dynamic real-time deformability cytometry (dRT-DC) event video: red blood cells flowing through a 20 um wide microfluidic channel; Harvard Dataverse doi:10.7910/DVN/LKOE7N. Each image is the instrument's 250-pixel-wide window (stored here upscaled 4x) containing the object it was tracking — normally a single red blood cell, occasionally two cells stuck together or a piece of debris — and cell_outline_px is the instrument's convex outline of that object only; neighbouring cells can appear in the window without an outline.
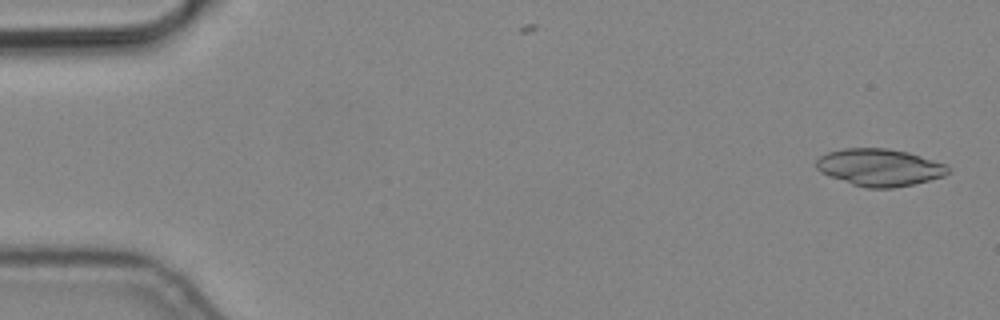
{"species": "common noctule bat (a hibernating species)", "species_latin": "Nyctalus noctula", "temperature_condition": "cold", "stored_images_in_passage": 6, "camera_frame_rate_fps": 3000, "um_per_image_px": 0.085, "animal": {"sex": "male", "body_mass_g": 19.2, "forearm_length_mm": 51.8}, "frame": {"image": 1, "passage_image": 1, "time_ms": 0.0, "image_size_px": [1000, 320], "cell_outline_px": [[948, 172], [944, 176], [912, 184], [892, 188], [868, 188], [852, 184], [828, 176], [820, 172], [816, 168], [816, 160], [820, 156], [828, 152], [840, 148], [884, 148], [908, 152], [948, 164]], "centroid_in_image_um": [74.74, 14.22], "position_along_channel_um": 10.3, "area_um2": 28.61}}